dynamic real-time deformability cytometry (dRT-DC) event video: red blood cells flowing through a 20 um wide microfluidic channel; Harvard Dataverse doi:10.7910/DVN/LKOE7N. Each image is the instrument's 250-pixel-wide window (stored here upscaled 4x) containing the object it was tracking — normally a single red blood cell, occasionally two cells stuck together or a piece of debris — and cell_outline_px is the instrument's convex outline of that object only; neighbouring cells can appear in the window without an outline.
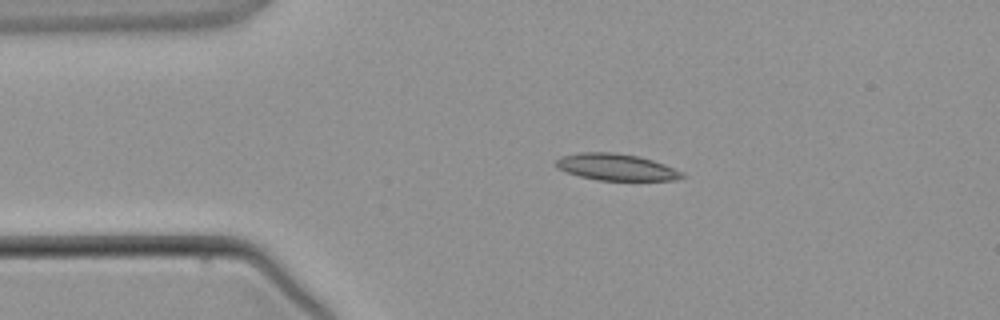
{"species": "common noctule bat (a hibernating species)", "species_latin": "Nyctalus noctula", "temperature_condition": "warm", "stored_images_in_passage": 3, "camera_frame_rate_fps": 3000, "um_per_image_px": 0.085, "animal": {"sex": "male", "body_mass_g": 21.5, "forearm_length_mm": 52.0}, "frame": {"image": 1, "passage_image": 2, "time_ms": 1.333, "image_size_px": [1000, 320], "cell_outline_px": [[684, 176], [676, 180], [596, 180], [580, 176], [568, 172], [560, 168], [556, 164], [556, 160], [560, 156], [580, 152], [612, 152], [640, 156], [664, 164], [684, 172]], "centroid_in_image_um": [52.4, 14.2], "position_along_channel_um": 32.6, "area_um2": 19.48}}